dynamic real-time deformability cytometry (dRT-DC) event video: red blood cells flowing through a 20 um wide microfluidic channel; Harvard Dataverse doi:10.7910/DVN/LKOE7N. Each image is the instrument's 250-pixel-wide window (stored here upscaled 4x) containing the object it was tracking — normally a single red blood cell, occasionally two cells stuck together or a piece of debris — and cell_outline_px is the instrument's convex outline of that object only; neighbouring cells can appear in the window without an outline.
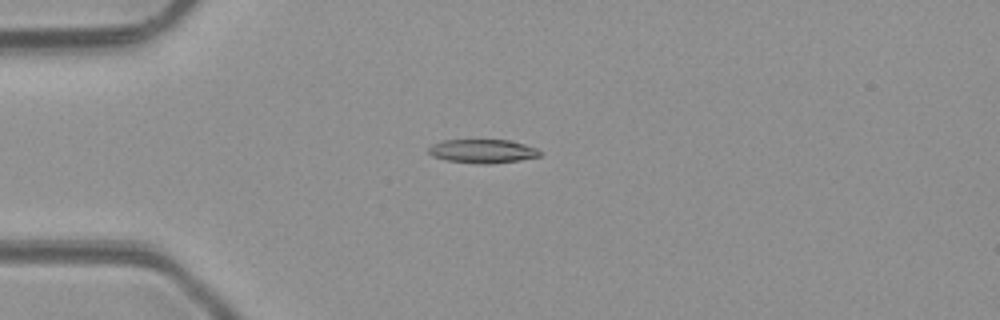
{"species": "common noctule bat (a hibernating species)", "species_latin": "Nyctalus noctula", "temperature_condition": "room temperature", "stored_images_in_passage": 5, "camera_frame_rate_fps": 3000, "um_per_image_px": 0.085, "animal": {"sex": "male", "body_mass_g": 23.1, "forearm_length_mm": 52.7}, "frame": {"image": 1, "passage_image": 3, "time_ms": 2.333, "image_size_px": [1000, 320], "cell_outline_px": [[540, 156], [520, 160], [492, 164], [480, 164], [448, 160], [432, 156], [428, 152], [428, 148], [432, 144], [444, 140], [508, 140], [524, 144], [536, 148], [540, 152]], "centroid_in_image_um": [41.01, 12.85], "position_along_channel_um": 44.0, "area_um2": 15.32}}
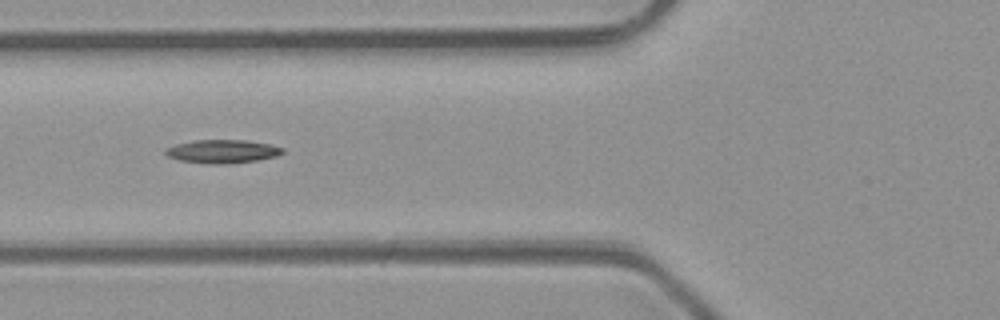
{"frame": {"image": 2, "passage_image": 5, "time_ms": 4.333, "image_size_px": [1000, 320], "cell_outline_px": [[284, 152], [276, 156], [256, 160], [224, 164], [208, 164], [180, 160], [168, 156], [164, 152], [168, 148], [176, 144], [196, 140], [248, 140], [272, 144], [284, 148]], "centroid_in_image_um": [18.94, 12.86], "position_along_channel_um": 106.9, "area_um2": 15.9}}